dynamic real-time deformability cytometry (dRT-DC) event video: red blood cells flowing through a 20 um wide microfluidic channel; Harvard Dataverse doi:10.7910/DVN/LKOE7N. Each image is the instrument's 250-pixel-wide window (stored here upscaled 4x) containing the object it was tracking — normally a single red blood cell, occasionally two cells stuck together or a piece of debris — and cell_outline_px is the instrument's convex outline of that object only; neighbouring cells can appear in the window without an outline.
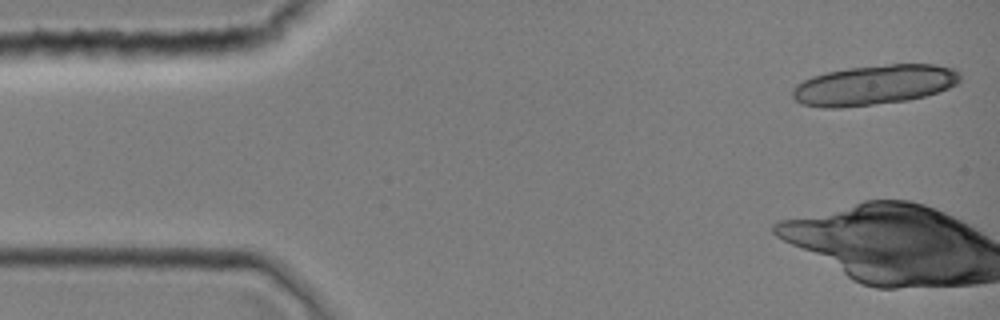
{"species": "common noctule bat (a hibernating species)", "species_latin": "Nyctalus noctula", "temperature_condition": "room temperature", "stored_images_in_passage": 19, "camera_frame_rate_fps": 3000, "um_per_image_px": 0.085, "animal": {"sex": "female", "body_mass_g": 19.0, "forearm_length_mm": 51.5}, "frame": {"image": 1, "passage_image": 1, "time_ms": 0.0, "image_size_px": [1000, 320], "cell_outline_px": [[960, 80], [956, 84], [948, 88], [924, 96], [908, 100], [840, 108], [824, 108], [804, 104], [796, 100], [792, 96], [792, 88], [796, 84], [812, 76], [828, 72], [848, 68], [888, 64], [936, 64], [956, 68], [960, 72]], "centroid_in_image_um": [74.32, 7.21], "position_along_channel_um": 10.7, "area_um2": 39.02}}